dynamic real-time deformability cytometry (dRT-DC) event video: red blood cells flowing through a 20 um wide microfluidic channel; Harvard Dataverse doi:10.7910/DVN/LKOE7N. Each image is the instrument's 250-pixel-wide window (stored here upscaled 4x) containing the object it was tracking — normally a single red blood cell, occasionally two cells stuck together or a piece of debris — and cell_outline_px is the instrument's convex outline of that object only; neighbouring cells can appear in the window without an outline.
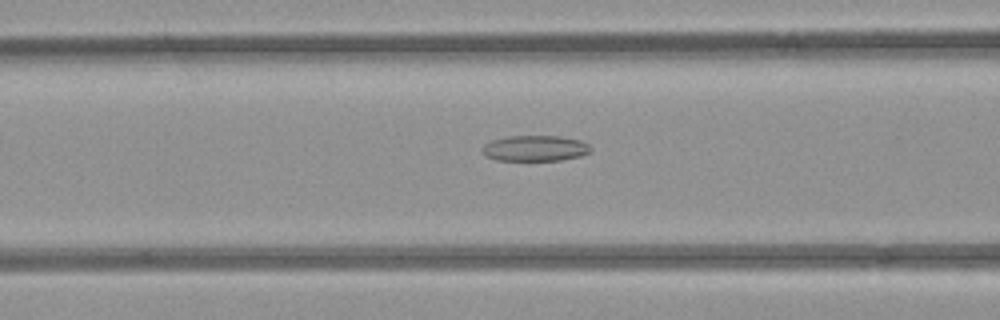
{"species": "common noctule bat (a hibernating species)", "species_latin": "Nyctalus noctula", "temperature_condition": "room temperature", "stored_images_in_passage": 50, "camera_frame_rate_fps": 3000, "um_per_image_px": 0.085, "animal": {"sex": "female", "body_mass_g": 21.9}, "frame": {"image": 1, "passage_image": 18, "time_ms": 5.667, "image_size_px": [1000, 320], "cell_outline_px": [[592, 152], [580, 156], [560, 160], [496, 160], [484, 156], [484, 144], [492, 140], [508, 136], [560, 136], [580, 140], [588, 144], [592, 148]], "centroid_in_image_um": [45.51, 12.6], "position_along_channel_um": 121.1, "area_um2": 16.24}}
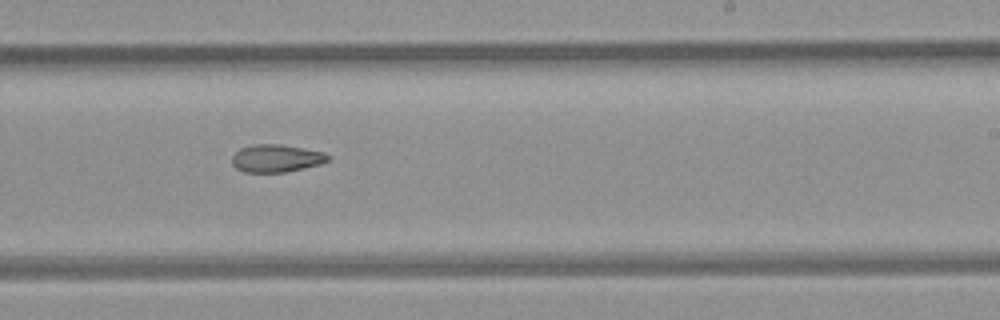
{"frame": {"image": 2, "passage_image": 29, "time_ms": 9.333, "image_size_px": [1000, 320], "cell_outline_px": [[332, 160], [320, 164], [304, 168], [284, 172], [244, 172], [236, 168], [232, 164], [232, 156], [240, 148], [252, 144], [280, 144], [324, 152], [332, 156]], "centroid_in_image_um": [23.51, 13.45], "position_along_channel_um": 265.5, "area_um2": 15.61}}
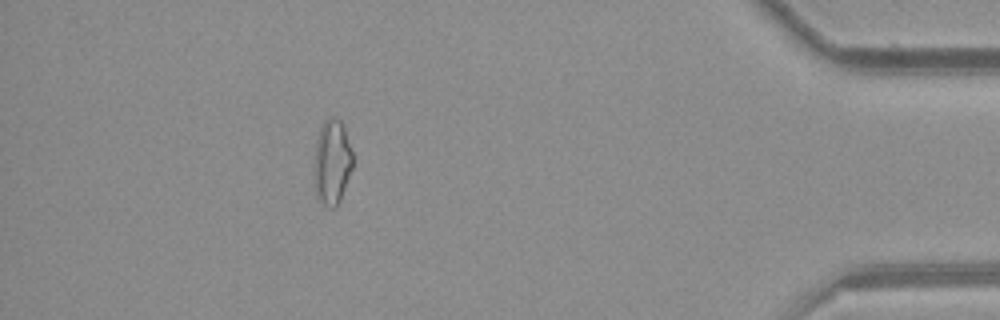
{"frame": {"image": 3, "passage_image": 44, "time_ms": 14.333, "image_size_px": [1000, 320], "cell_outline_px": [[352, 168], [340, 200], [336, 208], [328, 208], [320, 200], [316, 192], [316, 144], [320, 128], [324, 120], [328, 116], [336, 116], [344, 124], [352, 152]], "centroid_in_image_um": [28.26, 13.72], "position_along_channel_um": 406.9, "area_um2": 18.79}}